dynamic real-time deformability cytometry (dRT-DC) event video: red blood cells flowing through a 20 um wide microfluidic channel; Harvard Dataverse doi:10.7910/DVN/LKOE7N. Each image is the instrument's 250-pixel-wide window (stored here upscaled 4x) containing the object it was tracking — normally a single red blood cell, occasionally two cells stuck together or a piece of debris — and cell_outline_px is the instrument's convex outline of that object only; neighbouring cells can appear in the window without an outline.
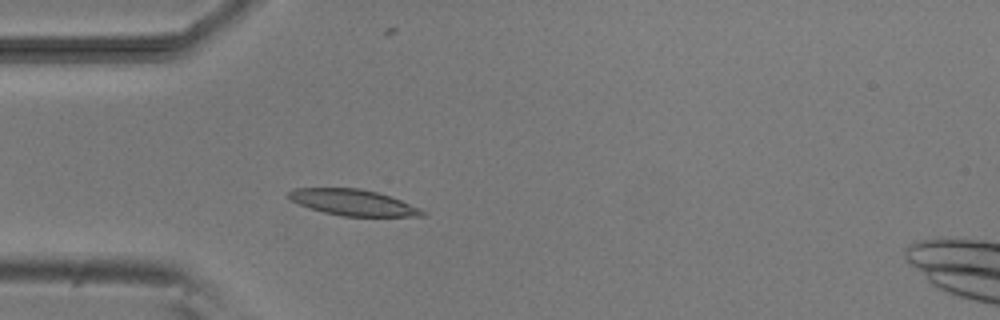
{"species": "common noctule bat (a hibernating species)", "species_latin": "Nyctalus noctula", "temperature_condition": "room temperature", "stored_images_in_passage": 5, "camera_frame_rate_fps": 3000, "um_per_image_px": 0.085, "animal": {"sex": "male", "body_mass_g": 20.5, "forearm_length_mm": 52.5}, "frame": {"image": 1, "passage_image": 4, "time_ms": 3.667, "image_size_px": [1000, 320], "cell_outline_px": [[428, 212], [424, 216], [344, 216], [324, 212], [308, 208], [292, 200], [288, 196], [288, 192], [292, 188], [360, 188], [376, 192], [400, 200], [420, 208]], "centroid_in_image_um": [30.01, 17.21], "position_along_channel_um": 55.0, "area_um2": 20.11}}